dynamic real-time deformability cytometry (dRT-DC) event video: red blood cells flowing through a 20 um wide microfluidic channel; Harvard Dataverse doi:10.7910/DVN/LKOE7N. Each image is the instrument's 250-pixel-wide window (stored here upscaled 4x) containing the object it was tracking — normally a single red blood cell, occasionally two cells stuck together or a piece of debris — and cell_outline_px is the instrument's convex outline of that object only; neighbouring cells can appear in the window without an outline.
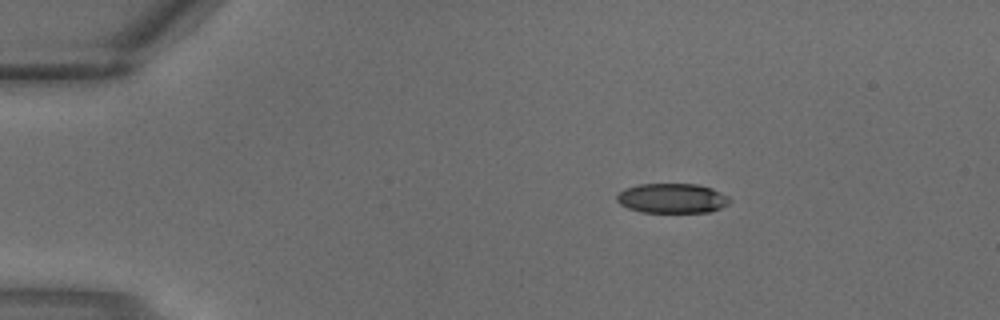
{"species": "common noctule bat (a hibernating species)", "species_latin": "Nyctalus noctula", "temperature_condition": "warm", "stored_images_in_passage": 2, "camera_frame_rate_fps": 3000, "um_per_image_px": 0.085, "animal": {"sex": "male", "body_mass_g": 18.8}, "frame": {"image": 1, "passage_image": 1, "time_ms": 0.0, "image_size_px": [1000, 320], "cell_outline_px": [[728, 204], [712, 212], [640, 212], [628, 208], [620, 204], [616, 200], [616, 196], [624, 188], [640, 184], [696, 184], [712, 188], [728, 196]], "centroid_in_image_um": [57.1, 16.85], "position_along_channel_um": 27.9, "area_um2": 19.54}}